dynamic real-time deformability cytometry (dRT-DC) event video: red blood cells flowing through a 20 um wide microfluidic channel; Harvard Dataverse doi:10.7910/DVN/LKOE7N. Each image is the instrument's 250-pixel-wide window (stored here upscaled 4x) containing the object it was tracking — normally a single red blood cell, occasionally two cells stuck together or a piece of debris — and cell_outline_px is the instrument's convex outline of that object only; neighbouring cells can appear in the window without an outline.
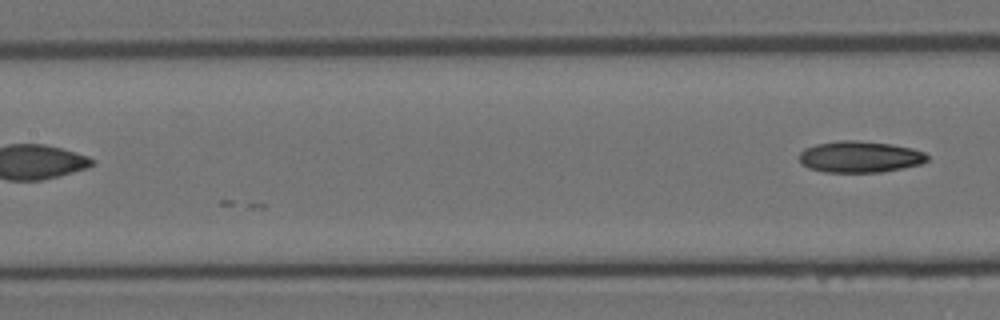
{"species": "Egyptian fruit bat (a non-hibernating species)", "species_latin": "Rousettus aegyptiacus", "temperature_condition": "room temperature", "stored_images_in_passage": 17, "segment_of_instrument_passage": [2, 2], "camera_frame_rate_fps": 3000, "um_per_image_px": 0.085, "animal": {"sex": "female"}, "frame": {"image": 1, "passage_image": 17, "time_ms": 5.333, "image_size_px": [1000, 320], "cell_outline_px": [[928, 160], [920, 164], [904, 168], [880, 172], [824, 172], [808, 168], [800, 164], [800, 152], [804, 148], [816, 144], [840, 140], [856, 140], [892, 144], [912, 148], [924, 152], [928, 156]], "centroid_in_image_um": [73.07, 13.33], "position_along_channel_um": 134.3, "area_um2": 23.58}}